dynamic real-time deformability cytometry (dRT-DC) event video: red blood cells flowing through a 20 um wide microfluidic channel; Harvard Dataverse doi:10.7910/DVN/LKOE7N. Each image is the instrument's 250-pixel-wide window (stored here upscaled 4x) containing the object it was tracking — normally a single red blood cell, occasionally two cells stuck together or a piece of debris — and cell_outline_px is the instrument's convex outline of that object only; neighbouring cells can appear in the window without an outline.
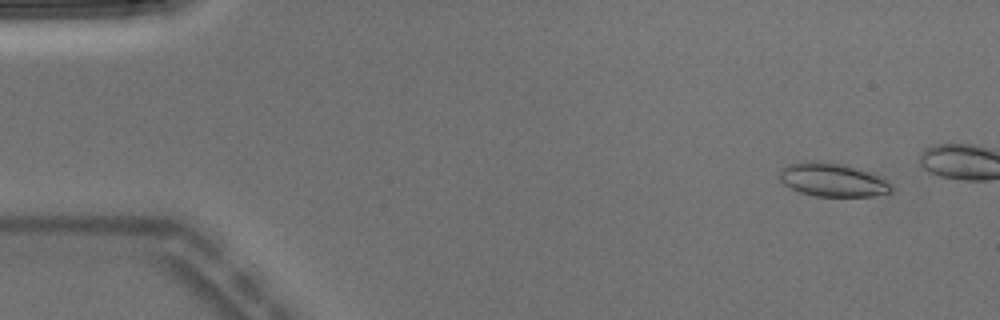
{"species": "Egyptian fruit bat (a non-hibernating species)", "species_latin": "Rousettus aegyptiacus", "temperature_condition": "warm", "stored_images_in_passage": 4, "camera_frame_rate_fps": 3000, "um_per_image_px": 0.085, "animal": {"sex": "male"}, "frame": {"image": 1, "passage_image": 1, "time_ms": 0.0, "image_size_px": [1000, 320], "cell_outline_px": [[892, 192], [872, 196], [816, 196], [800, 192], [784, 184], [780, 180], [780, 172], [788, 164], [808, 160], [820, 160], [844, 164], [880, 176], [888, 180], [892, 184]], "centroid_in_image_um": [70.79, 15.27], "position_along_channel_um": 14.2, "area_um2": 21.91}}